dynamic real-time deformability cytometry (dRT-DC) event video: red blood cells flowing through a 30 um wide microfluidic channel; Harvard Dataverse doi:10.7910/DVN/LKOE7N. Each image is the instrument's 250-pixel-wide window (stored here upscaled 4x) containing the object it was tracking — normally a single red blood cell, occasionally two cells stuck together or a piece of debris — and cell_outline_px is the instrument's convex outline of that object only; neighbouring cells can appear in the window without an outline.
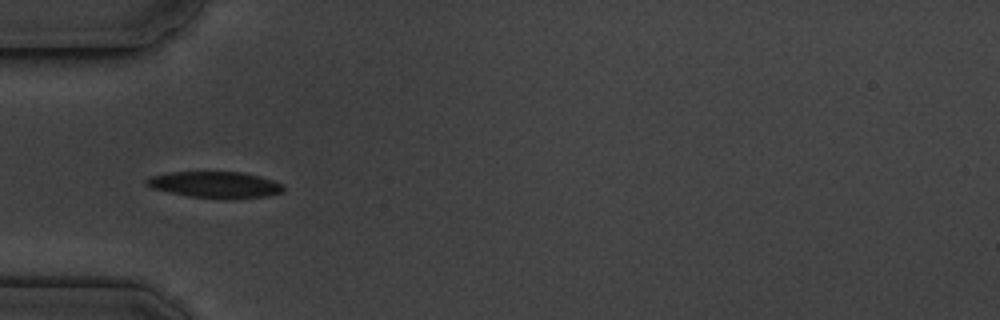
{"species": "common noctule bat (a hibernating species)", "species_latin": "Nyctalus noctula", "temperature_condition": "cold", "stored_images_in_passage": 15, "camera_frame_rate_fps": 3000, "um_per_image_px": 0.085, "animal": {"sex": "male", "body_mass_g": 19.5, "forearm_length_mm": 54.6}, "frame": {"image": 1, "passage_image": 5, "time_ms": 4.667, "image_size_px": [1000, 320], "cell_outline_px": [[284, 192], [268, 196], [232, 200], [188, 196], [168, 192], [152, 188], [144, 184], [144, 180], [152, 176], [168, 172], [244, 172], [260, 176], [284, 184]], "centroid_in_image_um": [18.32, 15.71], "position_along_channel_um": 66.7, "area_um2": 21.44}}
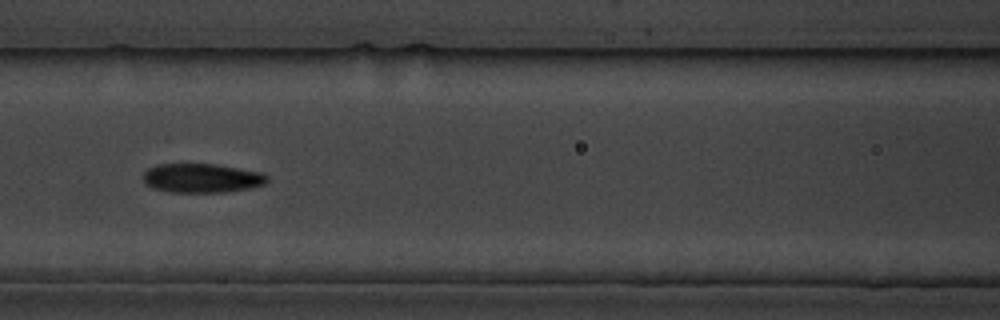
{"frame": {"image": 2, "passage_image": 7, "time_ms": 7.0, "image_size_px": [1000, 320], "cell_outline_px": [[268, 180], [264, 184], [252, 188], [224, 192], [168, 192], [152, 188], [144, 184], [144, 172], [148, 168], [156, 164], [216, 164], [264, 172], [268, 176]], "centroid_in_image_um": [17.16, 15.14], "position_along_channel_um": 149.4, "area_um2": 21.33}, "authors_computed_cell_mechanics": {"area_um2": 21.4438, "velocity_mm_per_s": 3.5848, "shape_relaxation_time_tau1_ms": 4.2854, "shape_relaxation_time_tau2_ms": 4.2168, "deformation_change_tau1": 0.1277, "deformation_change_tau2": 0.098}}